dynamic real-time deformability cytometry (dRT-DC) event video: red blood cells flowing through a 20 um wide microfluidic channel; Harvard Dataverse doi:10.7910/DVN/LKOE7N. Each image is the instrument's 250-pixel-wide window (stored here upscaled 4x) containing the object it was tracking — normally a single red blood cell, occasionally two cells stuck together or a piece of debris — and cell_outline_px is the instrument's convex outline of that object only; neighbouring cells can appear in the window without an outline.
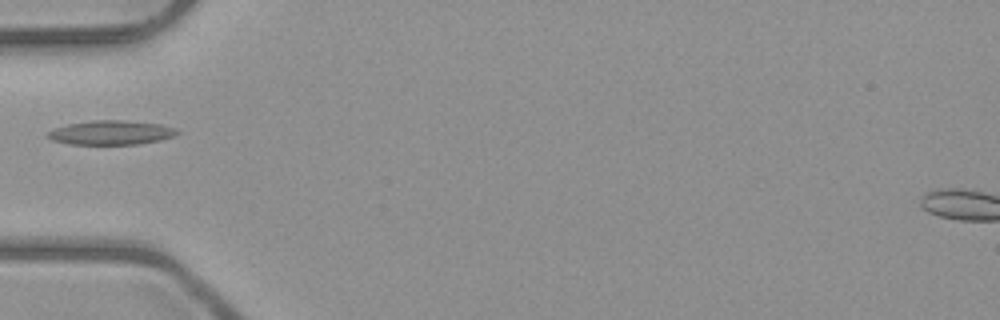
{"species": "common noctule bat (a hibernating species)", "species_latin": "Nyctalus noctula", "temperature_condition": "room temperature", "stored_images_in_passage": 3, "camera_frame_rate_fps": 3000, "um_per_image_px": 0.085, "animal": {"sex": "male", "body_mass_g": 23.1, "forearm_length_mm": 52.7}, "frame": {"image": 1, "passage_image": 2, "time_ms": 1.333, "image_size_px": [1000, 320], "cell_outline_px": [[180, 132], [176, 136], [160, 140], [140, 144], [72, 144], [52, 140], [48, 136], [48, 132], [56, 128], [68, 124], [92, 120], [124, 120], [160, 124], [176, 128]], "centroid_in_image_um": [9.51, 11.27], "position_along_channel_um": 75.5, "area_um2": 18.21}}
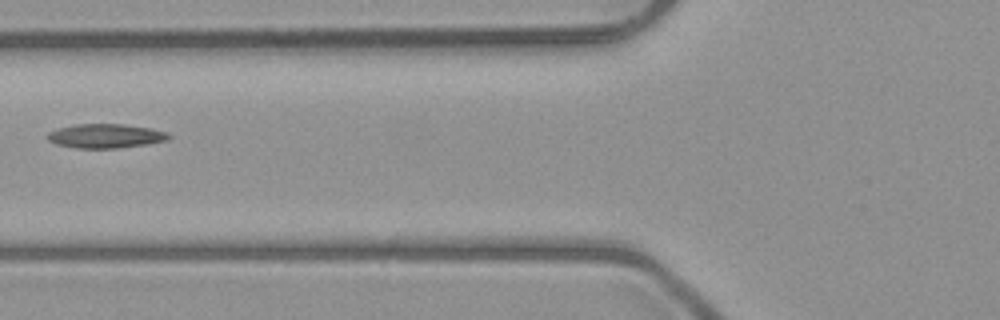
{"frame": {"image": 2, "passage_image": 3, "time_ms": 2.333, "image_size_px": [1000, 320], "cell_outline_px": [[172, 136], [168, 140], [148, 144], [116, 148], [76, 148], [56, 144], [48, 140], [48, 132], [60, 128], [76, 124], [124, 124], [152, 128], [168, 132]], "centroid_in_image_um": [9.03, 11.55], "position_along_channel_um": 116.8, "area_um2": 17.11}}